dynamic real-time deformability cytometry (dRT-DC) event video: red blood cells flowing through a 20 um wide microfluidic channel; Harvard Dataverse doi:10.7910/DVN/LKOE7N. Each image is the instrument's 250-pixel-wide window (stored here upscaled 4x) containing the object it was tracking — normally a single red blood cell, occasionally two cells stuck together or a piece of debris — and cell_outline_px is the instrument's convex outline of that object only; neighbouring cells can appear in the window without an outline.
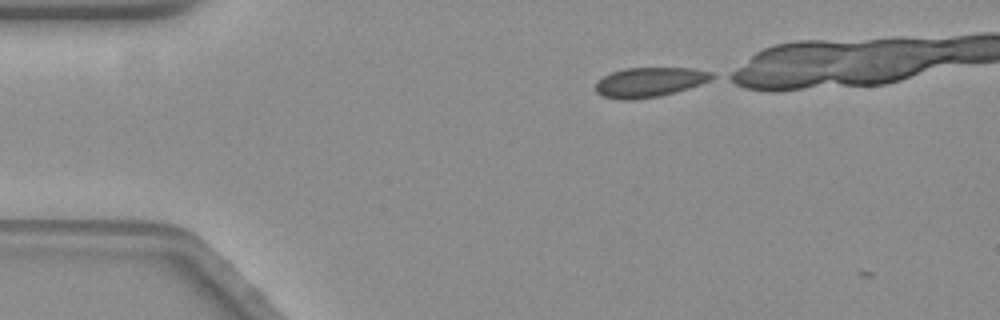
{"species": "common noctule bat (a hibernating species)", "species_latin": "Nyctalus noctula", "temperature_condition": "warm", "stored_images_in_passage": 2, "camera_frame_rate_fps": 3000, "um_per_image_px": 0.085, "animal": {"sex": "female", "body_mass_g": 19.3, "forearm_length_mm": 54.1}, "frame": {"image": 1, "passage_image": 1, "time_ms": 0.0, "image_size_px": [1000, 320], "cell_outline_px": [[716, 76], [700, 84], [676, 92], [660, 96], [636, 100], [620, 100], [604, 96], [596, 92], [596, 84], [604, 76], [612, 72], [624, 68], [692, 68], [712, 72]], "centroid_in_image_um": [55.21, 6.99], "position_along_channel_um": 29.8, "area_um2": 20.06}}